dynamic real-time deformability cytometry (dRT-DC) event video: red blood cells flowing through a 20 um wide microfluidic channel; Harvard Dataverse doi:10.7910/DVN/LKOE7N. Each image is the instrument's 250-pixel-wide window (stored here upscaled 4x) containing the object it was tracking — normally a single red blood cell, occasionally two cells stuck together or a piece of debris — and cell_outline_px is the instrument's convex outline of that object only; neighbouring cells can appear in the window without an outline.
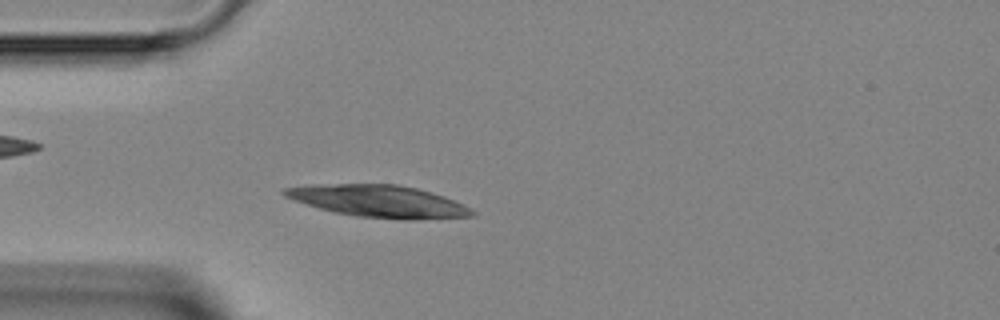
{"species": "Egyptian fruit bat (a non-hibernating species)", "species_latin": "Rousettus aegyptiacus", "temperature_condition": "room temperature", "stored_images_in_passage": 37, "camera_frame_rate_fps": 3000, "um_per_image_px": 0.085, "animal": {"sex": "female"}, "frame": {"image": 1, "passage_image": 10, "time_ms": 3.0, "image_size_px": [1000, 320], "cell_outline_px": [[476, 216], [416, 220], [404, 220], [356, 216], [336, 212], [320, 208], [284, 196], [280, 192], [284, 188], [312, 184], [396, 184], [416, 188], [432, 192], [444, 196], [464, 204], [476, 212]], "centroid_in_image_um": [32.25, 17.1], "position_along_channel_um": 52.8, "area_um2": 35.14}}
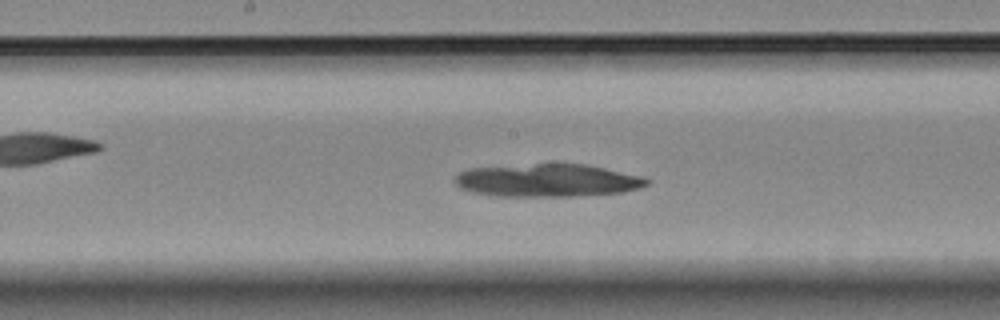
{"frame": {"image": 2, "passage_image": 21, "time_ms": 6.667, "image_size_px": [1000, 320], "cell_outline_px": [[652, 180], [648, 184], [640, 188], [624, 192], [572, 196], [496, 196], [472, 192], [460, 188], [452, 180], [460, 172], [468, 168], [536, 164], [584, 164], [644, 176]], "centroid_in_image_um": [46.55, 15.34], "position_along_channel_um": 201.7, "area_um2": 36.82}}
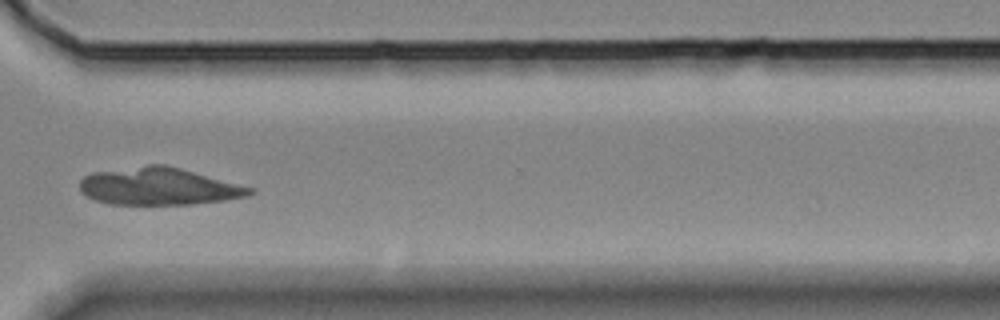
{"frame": {"image": 3, "passage_image": 32, "time_ms": 10.333, "image_size_px": [1000, 320], "cell_outline_px": [[256, 192], [248, 196], [224, 200], [192, 204], [112, 204], [96, 200], [88, 196], [80, 188], [80, 180], [84, 176], [92, 172], [148, 164], [164, 164], [180, 168], [256, 188]], "centroid_in_image_um": [13.54, 15.83], "position_along_channel_um": 357.1, "area_um2": 36.99}}